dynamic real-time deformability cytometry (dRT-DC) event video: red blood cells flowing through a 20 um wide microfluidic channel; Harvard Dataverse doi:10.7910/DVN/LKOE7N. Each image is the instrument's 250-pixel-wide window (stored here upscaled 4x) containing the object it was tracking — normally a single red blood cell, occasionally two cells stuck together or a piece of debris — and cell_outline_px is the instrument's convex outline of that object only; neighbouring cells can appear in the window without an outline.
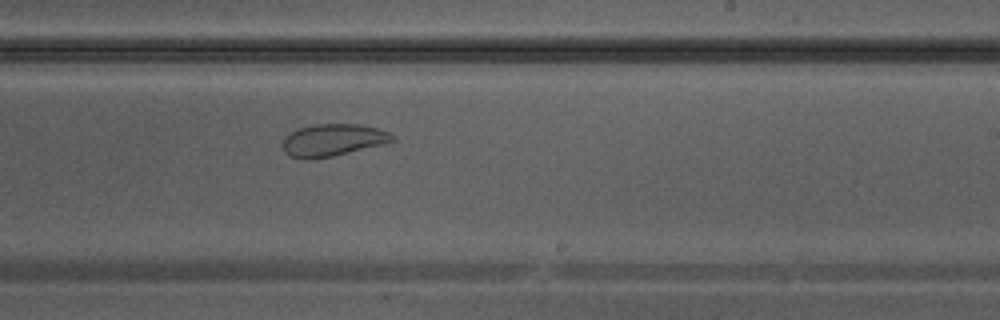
{"species": "Egyptian fruit bat (a non-hibernating species)", "species_latin": "Rousettus aegyptiacus", "temperature_condition": "warm", "stored_images_in_passage": 31, "camera_frame_rate_fps": 3000, "um_per_image_px": 0.085, "animal": {"sex": "male"}, "frame": {"image": 1, "passage_image": 18, "time_ms": 5.667, "image_size_px": [1000, 320], "cell_outline_px": [[396, 140], [388, 144], [332, 156], [308, 160], [304, 160], [292, 156], [284, 152], [284, 140], [296, 128], [316, 124], [356, 124], [376, 128], [388, 132], [396, 136]], "centroid_in_image_um": [28.36, 11.91], "position_along_channel_um": 260.6, "area_um2": 20.63}}